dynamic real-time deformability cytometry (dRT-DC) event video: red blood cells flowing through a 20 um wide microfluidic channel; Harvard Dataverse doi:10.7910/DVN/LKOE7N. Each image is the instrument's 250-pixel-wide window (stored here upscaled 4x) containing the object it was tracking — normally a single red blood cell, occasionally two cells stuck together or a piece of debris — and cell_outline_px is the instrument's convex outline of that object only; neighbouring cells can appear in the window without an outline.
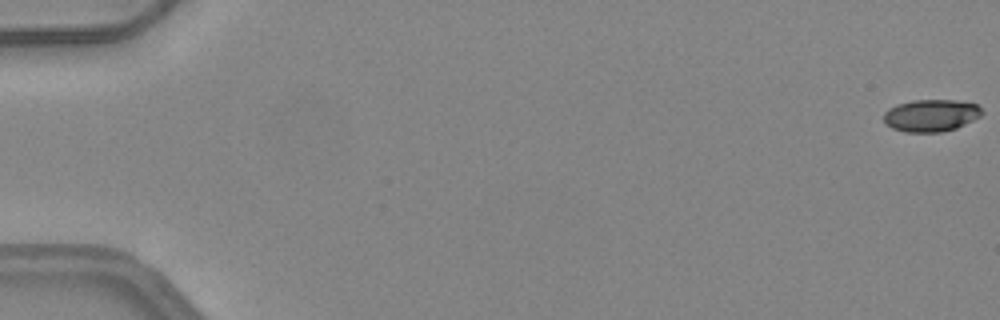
{"species": "common noctule bat (a hibernating species)", "species_latin": "Nyctalus noctula", "temperature_condition": "warm", "stored_images_in_passage": 51, "camera_frame_rate_fps": 3000, "um_per_image_px": 0.085, "animal": {"sex": "female", "body_mass_g": 24.6, "forearm_length_mm": 56.2}, "frame": {"image": 1, "passage_image": 1, "time_ms": 0.0, "image_size_px": [1000, 320], "cell_outline_px": [[984, 112], [980, 116], [956, 128], [940, 132], [904, 132], [892, 128], [884, 120], [884, 112], [888, 108], [896, 104], [912, 100], [956, 100], [976, 104]], "centroid_in_image_um": [79.12, 9.8], "position_along_channel_um": 5.9, "area_um2": 18.38}}
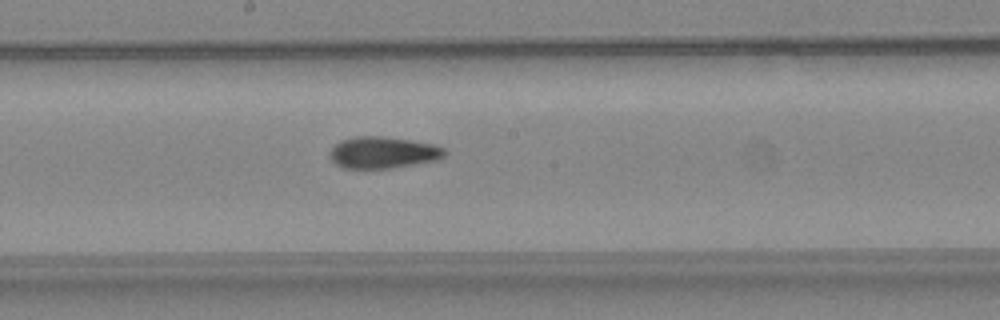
{"frame": {"image": 2, "passage_image": 29, "time_ms": 9.333, "image_size_px": [1000, 320], "cell_outline_px": [[448, 152], [444, 156], [436, 160], [392, 168], [344, 168], [336, 164], [332, 160], [328, 152], [340, 140], [356, 136], [384, 136], [432, 144], [444, 148]], "centroid_in_image_um": [32.54, 12.96], "position_along_channel_um": 215.7, "area_um2": 21.1}}
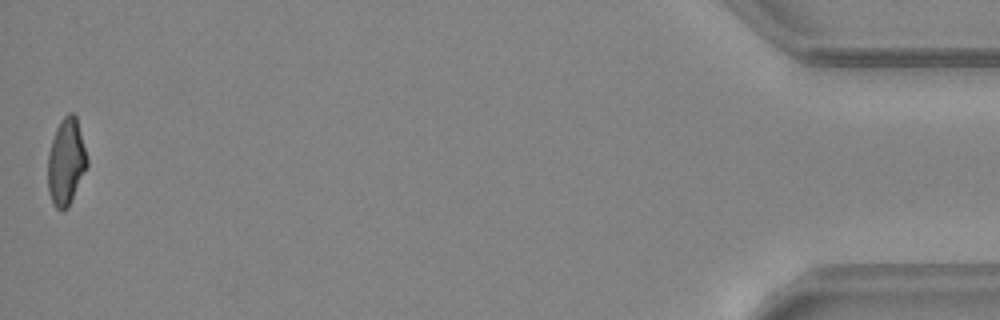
{"frame": {"image": 3, "passage_image": 51, "time_ms": 16.667, "image_size_px": [1000, 320], "cell_outline_px": [[88, 164], [68, 208], [56, 208], [52, 204], [48, 192], [48, 156], [52, 140], [56, 128], [60, 120], [68, 112], [72, 112], [76, 116], [88, 160]], "centroid_in_image_um": [5.61, 13.74], "position_along_channel_um": 429.6, "area_um2": 19.65}, "authors_computed_cell_mechanics": {"area_um2": 20.2878, "velocity_mm_per_s": 4.1874, "shape_relaxation_time_tau1_ms": null, "shape_relaxation_time_tau2_ms": 2.3842, "deformation_change_tau1": null, "deformation_change_tau2": 0.1032}}